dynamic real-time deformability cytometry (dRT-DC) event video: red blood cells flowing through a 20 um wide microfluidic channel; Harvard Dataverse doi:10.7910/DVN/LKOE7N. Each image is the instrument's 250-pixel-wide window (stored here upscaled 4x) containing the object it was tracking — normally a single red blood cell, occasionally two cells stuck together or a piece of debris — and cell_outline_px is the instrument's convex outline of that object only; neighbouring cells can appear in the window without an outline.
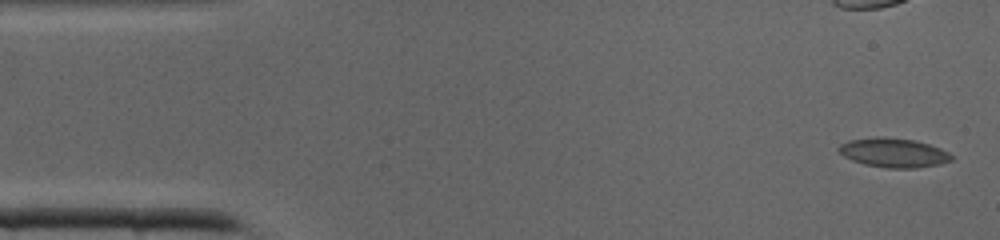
{"species": "common noctule bat (a hibernating species)", "species_latin": "Nyctalus noctula", "temperature_condition": "cold", "stored_images_in_passage": 40, "camera_frame_rate_fps": 3000, "um_per_image_px": 0.085, "animal": {"sex": "male", "body_mass_g": 19.0, "forearm_length_mm": 50.8}, "frame": {"image": 1, "passage_image": 1, "time_ms": 0.0, "image_size_px": [1000, 240], "cell_outline_px": [[952, 160], [940, 164], [916, 168], [888, 168], [864, 164], [852, 160], [844, 156], [836, 148], [840, 144], [848, 140], [876, 136], [880, 136], [916, 140], [940, 148], [948, 152], [952, 156]], "centroid_in_image_um": [75.93, 12.97], "position_along_channel_um": 9.1, "area_um2": 19.31}}
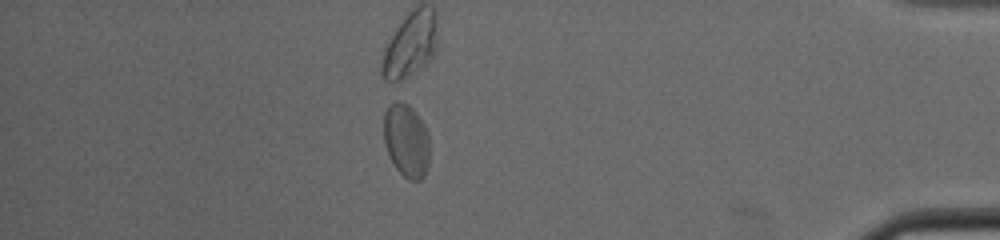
{"frame": {"image": 2, "passage_image": 35, "time_ms": 11.333, "image_size_px": [1000, 240], "cell_outline_px": [[428, 164], [424, 176], [420, 180], [408, 180], [396, 168], [388, 152], [384, 140], [384, 112], [388, 104], [396, 100], [408, 104], [412, 108], [424, 124], [428, 132]], "centroid_in_image_um": [34.53, 11.91], "position_along_channel_um": 400.7, "area_um2": 19.54}}